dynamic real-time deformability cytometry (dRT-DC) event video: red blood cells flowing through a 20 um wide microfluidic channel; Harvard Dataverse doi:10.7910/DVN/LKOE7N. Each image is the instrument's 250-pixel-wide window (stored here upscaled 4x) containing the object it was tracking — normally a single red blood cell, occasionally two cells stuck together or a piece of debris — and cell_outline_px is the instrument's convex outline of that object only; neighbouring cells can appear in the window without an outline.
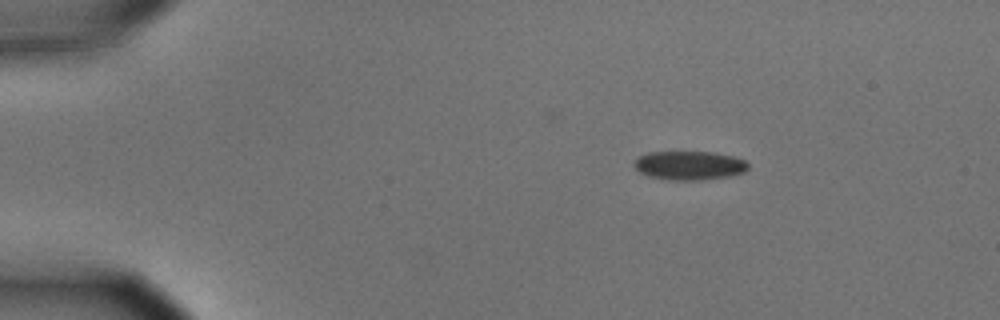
{"species": "common noctule bat (a hibernating species)", "species_latin": "Nyctalus noctula", "temperature_condition": "cold", "stored_images_in_passage": 3, "camera_frame_rate_fps": 3000, "um_per_image_px": 0.085, "animal": {"sex": "male", "body_mass_g": 15.6}, "frame": {"image": 1, "passage_image": 1, "time_ms": 0.0, "image_size_px": [1000, 320], "cell_outline_px": [[748, 168], [744, 172], [728, 176], [700, 180], [668, 180], [648, 176], [640, 172], [632, 164], [640, 156], [648, 152], [716, 152], [736, 156], [744, 160], [748, 164]], "centroid_in_image_um": [58.6, 14.06], "position_along_channel_um": 26.4, "area_um2": 19.25}}
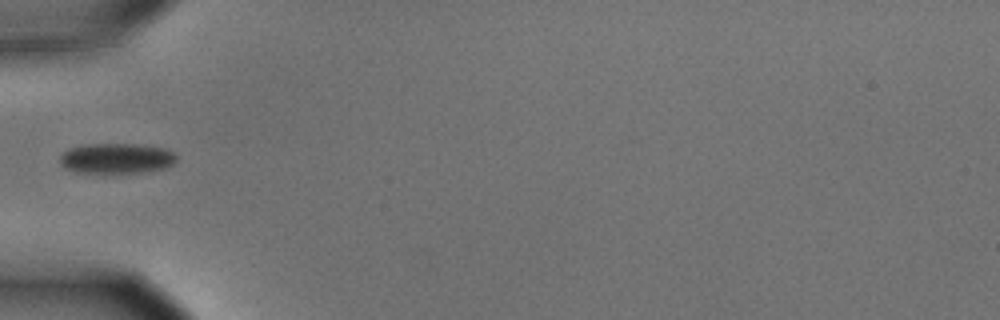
{"frame": {"image": 2, "passage_image": 3, "time_ms": 0.667, "image_size_px": [1000, 320], "cell_outline_px": [[176, 160], [172, 164], [164, 168], [148, 172], [104, 176], [72, 172], [64, 168], [60, 160], [60, 156], [68, 148], [80, 144], [136, 144], [164, 148], [172, 152], [176, 156]], "centroid_in_image_um": [9.83, 13.52], "position_along_channel_um": 75.2, "area_um2": 21.68}}